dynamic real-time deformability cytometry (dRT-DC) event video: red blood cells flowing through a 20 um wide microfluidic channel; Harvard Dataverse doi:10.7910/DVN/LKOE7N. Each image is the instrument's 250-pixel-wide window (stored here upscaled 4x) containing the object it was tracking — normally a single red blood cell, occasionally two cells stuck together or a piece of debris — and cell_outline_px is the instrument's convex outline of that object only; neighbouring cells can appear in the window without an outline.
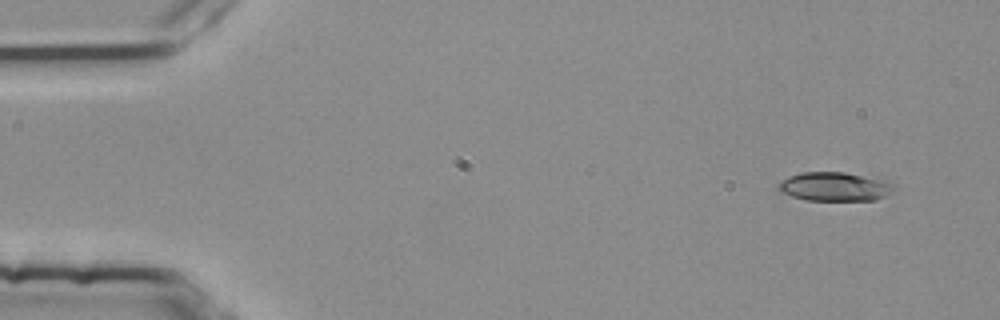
{"species": "common noctule bat (a hibernating species)", "species_latin": "Nyctalus noctula", "temperature_condition": "room temperature", "stored_images_in_passage": 4, "camera_frame_rate_fps": 3000, "um_per_image_px": 0.085, "animal": {"sex": "female", "body_mass_g": 25.1}, "frame": {"image": 1, "passage_image": 1, "time_ms": 0.0, "image_size_px": [1000, 320], "cell_outline_px": [[896, 188], [884, 196], [876, 200], [808, 200], [792, 196], [780, 192], [780, 180], [788, 176], [800, 172], [844, 172], [888, 180]], "centroid_in_image_um": [70.96, 15.85], "position_along_channel_um": 14.0, "area_um2": 19.42}}
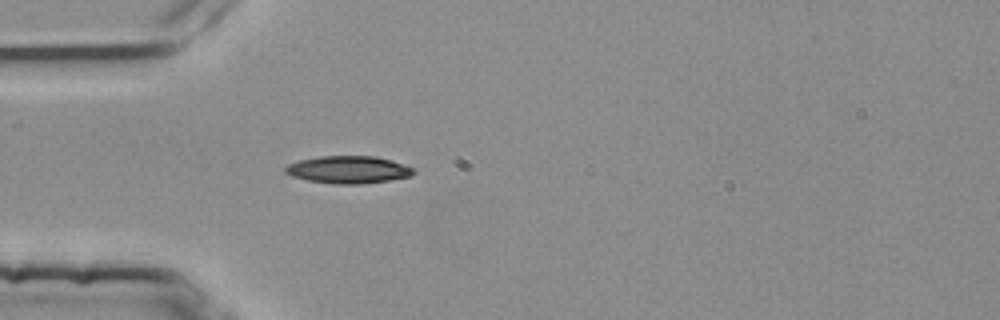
{"frame": {"image": 2, "passage_image": 4, "time_ms": 1.0, "image_size_px": [1000, 320], "cell_outline_px": [[416, 172], [412, 176], [388, 180], [360, 184], [336, 184], [308, 180], [292, 176], [284, 172], [284, 168], [288, 164], [300, 160], [320, 156], [376, 156], [392, 160], [412, 168]], "centroid_in_image_um": [29.6, 14.42], "position_along_channel_um": 55.4, "area_um2": 20.4}}